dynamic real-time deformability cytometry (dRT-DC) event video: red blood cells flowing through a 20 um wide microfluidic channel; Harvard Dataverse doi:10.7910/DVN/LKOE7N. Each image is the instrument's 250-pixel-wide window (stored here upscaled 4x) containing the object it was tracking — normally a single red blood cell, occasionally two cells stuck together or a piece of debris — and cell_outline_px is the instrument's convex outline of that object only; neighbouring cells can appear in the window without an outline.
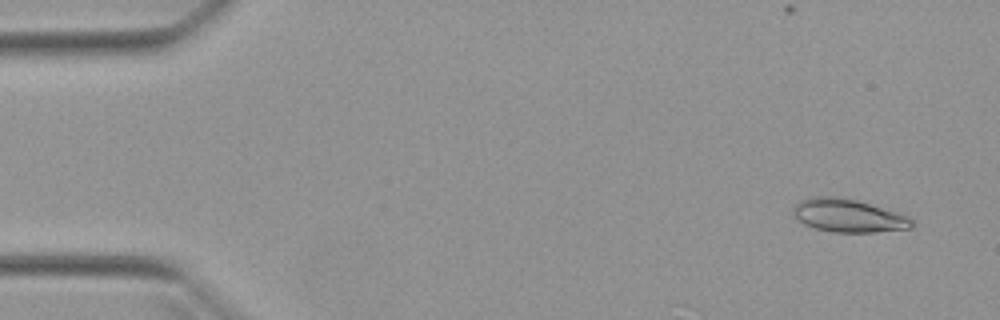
{"species": "Egyptian fruit bat (a non-hibernating species)", "species_latin": "Rousettus aegyptiacus", "temperature_condition": "warm", "stored_images_in_passage": 36, "camera_frame_rate_fps": 3000, "um_per_image_px": 0.085, "animal": {"sex": "female"}, "frame": {"image": 1, "passage_image": 3, "time_ms": 0.667, "image_size_px": [1000, 320], "cell_outline_px": [[916, 224], [912, 228], [872, 232], [832, 232], [816, 228], [804, 224], [792, 216], [792, 208], [800, 200], [808, 196], [832, 196], [856, 200], [896, 212], [908, 216]], "centroid_in_image_um": [72.06, 18.32], "position_along_channel_um": 12.9, "area_um2": 22.95}}
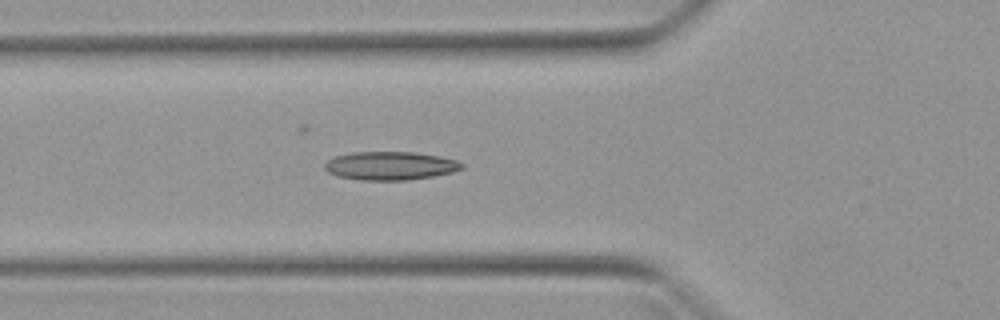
{"frame": {"image": 2, "passage_image": 18, "time_ms": 5.667, "image_size_px": [1000, 320], "cell_outline_px": [[464, 168], [452, 172], [432, 176], [408, 180], [360, 180], [336, 176], [328, 172], [324, 168], [324, 164], [328, 160], [336, 156], [352, 152], [416, 152], [440, 156], [456, 160], [464, 164]], "centroid_in_image_um": [33.17, 14.09], "position_along_channel_um": 92.6, "area_um2": 22.77}}
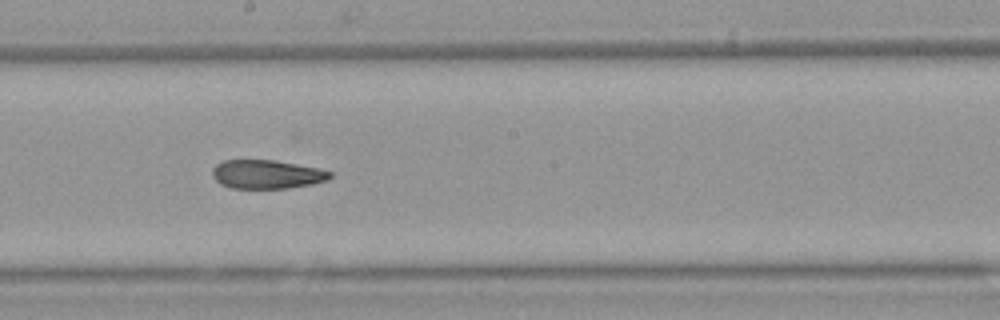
{"frame": {"image": 3, "passage_image": 28, "time_ms": 9.0, "image_size_px": [1000, 320], "cell_outline_px": [[332, 176], [328, 180], [312, 184], [288, 188], [232, 188], [220, 184], [212, 176], [212, 168], [216, 164], [224, 160], [276, 160], [320, 168], [332, 172]], "centroid_in_image_um": [22.69, 14.81], "position_along_channel_um": 225.5, "area_um2": 19.88}}